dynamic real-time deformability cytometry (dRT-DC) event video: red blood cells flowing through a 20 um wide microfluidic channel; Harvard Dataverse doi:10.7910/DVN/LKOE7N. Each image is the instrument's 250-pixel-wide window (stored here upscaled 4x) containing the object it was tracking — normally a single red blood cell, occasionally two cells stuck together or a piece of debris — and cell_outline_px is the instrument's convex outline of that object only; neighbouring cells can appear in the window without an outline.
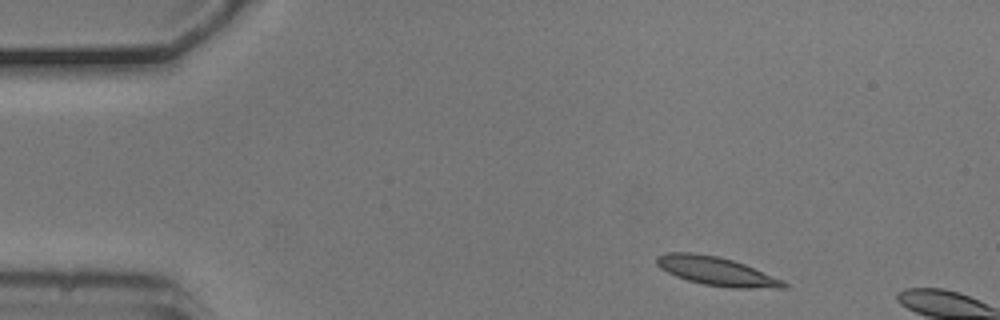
{"species": "common noctule bat (a hibernating species)", "species_latin": "Nyctalus noctula", "temperature_condition": "cold", "stored_images_in_passage": 3, "camera_frame_rate_fps": 3000, "um_per_image_px": 0.085, "animal": {"sex": "male", "body_mass_g": 20.5, "forearm_length_mm": 52.5}, "frame": {"image": 1, "passage_image": 1, "time_ms": 0.0, "image_size_px": [1000, 320], "cell_outline_px": [[788, 288], [732, 288], [704, 284], [688, 280], [676, 276], [660, 268], [656, 264], [656, 256], [668, 252], [692, 252], [720, 256], [744, 264], [784, 280], [788, 284]], "centroid_in_image_um": [60.91, 23.04], "position_along_channel_um": 24.1, "area_um2": 21.27}}